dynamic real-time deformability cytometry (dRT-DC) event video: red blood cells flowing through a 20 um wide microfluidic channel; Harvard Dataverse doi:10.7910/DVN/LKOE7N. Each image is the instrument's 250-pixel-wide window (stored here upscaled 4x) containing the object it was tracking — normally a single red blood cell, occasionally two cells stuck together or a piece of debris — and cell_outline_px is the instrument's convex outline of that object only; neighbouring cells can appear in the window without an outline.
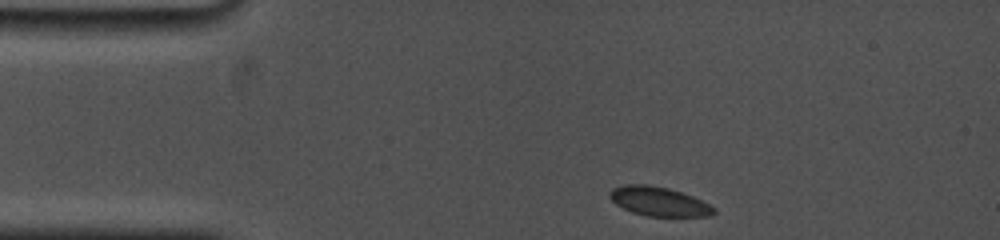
{"species": "common noctule bat (a hibernating species)", "species_latin": "Nyctalus noctula", "temperature_condition": "cold", "stored_images_in_passage": 4, "camera_frame_rate_fps": 5000, "um_per_image_px": 0.085, "animal": {"sex": "female", "body_mass_g": 19.0, "forearm_length_mm": 53.3}, "frame": {"image": 1, "passage_image": 1, "time_ms": 0.0, "image_size_px": [1000, 240], "cell_outline_px": [[716, 212], [712, 216], [648, 216], [632, 212], [616, 204], [608, 196], [612, 188], [624, 184], [648, 184], [668, 188], [692, 196], [716, 208]], "centroid_in_image_um": [55.99, 17.12], "position_along_channel_um": 29.0, "area_um2": 17.63}}